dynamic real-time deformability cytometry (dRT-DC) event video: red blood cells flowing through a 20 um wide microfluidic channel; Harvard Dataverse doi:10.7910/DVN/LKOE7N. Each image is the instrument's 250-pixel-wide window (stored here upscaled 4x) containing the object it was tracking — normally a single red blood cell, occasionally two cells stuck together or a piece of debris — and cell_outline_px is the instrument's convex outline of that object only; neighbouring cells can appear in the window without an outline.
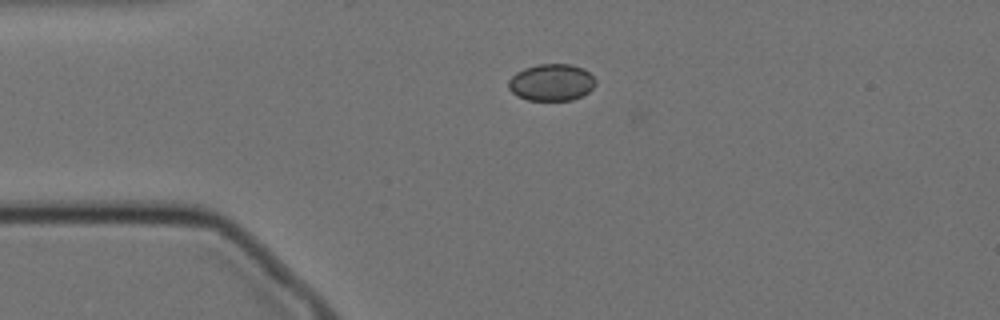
{"species": "Egyptian fruit bat (a non-hibernating species)", "species_latin": "Rousettus aegyptiacus", "temperature_condition": "cold", "stored_images_in_passage": 46, "camera_frame_rate_fps": 3000, "um_per_image_px": 0.085, "animal": {"sex": "female"}, "frame": {"image": 1, "passage_image": 1, "time_ms": 0.0, "image_size_px": [1000, 320], "cell_outline_px": [[596, 84], [588, 92], [572, 100], [528, 100], [516, 96], [508, 88], [508, 80], [516, 72], [524, 68], [540, 64], [568, 64], [584, 68], [596, 80]], "centroid_in_image_um": [46.86, 7.0], "position_along_channel_um": 38.1, "area_um2": 18.73}}
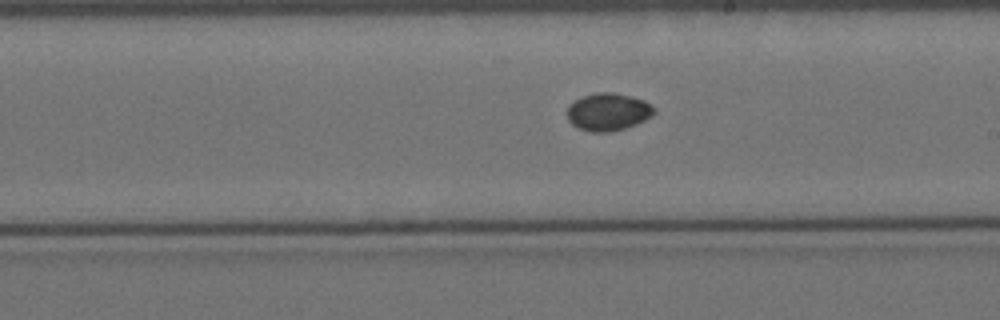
{"frame": {"image": 2, "passage_image": 20, "time_ms": 6.333, "image_size_px": [1000, 320], "cell_outline_px": [[656, 112], [652, 116], [636, 124], [624, 128], [608, 132], [588, 132], [576, 128], [568, 120], [568, 104], [580, 96], [600, 92], [612, 92], [632, 96], [644, 100], [656, 108]], "centroid_in_image_um": [51.68, 9.5], "position_along_channel_um": 237.3, "area_um2": 19.31}}
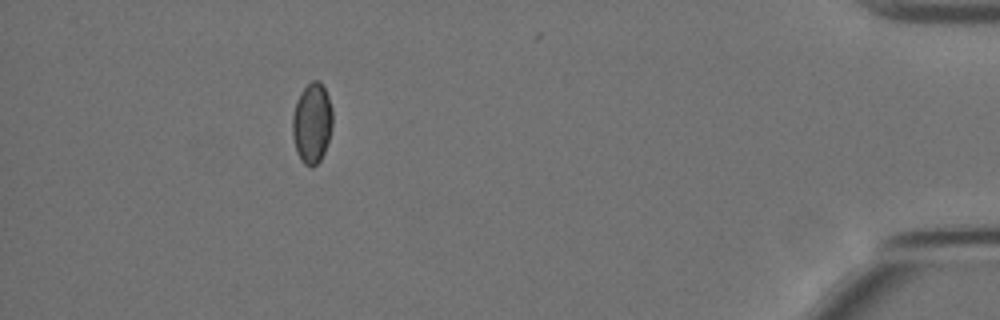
{"frame": {"image": 3, "passage_image": 40, "time_ms": 13.0, "image_size_px": [1000, 320], "cell_outline_px": [[332, 128], [324, 152], [320, 160], [312, 168], [304, 164], [300, 160], [296, 152], [292, 136], [292, 116], [296, 100], [300, 92], [312, 80], [320, 80], [328, 96], [332, 108]], "centroid_in_image_um": [26.5, 10.46], "position_along_channel_um": 408.7, "area_um2": 19.02}, "authors_computed_cell_mechanics": {"area_um2": 18.6116, "velocity_mm_per_s": 3.5084, "shape_relaxation_time_tau1_ms": null, "shape_relaxation_time_tau2_ms": 4.8626, "deformation_change_tau1": null, "deformation_change_tau2": 0.027}}